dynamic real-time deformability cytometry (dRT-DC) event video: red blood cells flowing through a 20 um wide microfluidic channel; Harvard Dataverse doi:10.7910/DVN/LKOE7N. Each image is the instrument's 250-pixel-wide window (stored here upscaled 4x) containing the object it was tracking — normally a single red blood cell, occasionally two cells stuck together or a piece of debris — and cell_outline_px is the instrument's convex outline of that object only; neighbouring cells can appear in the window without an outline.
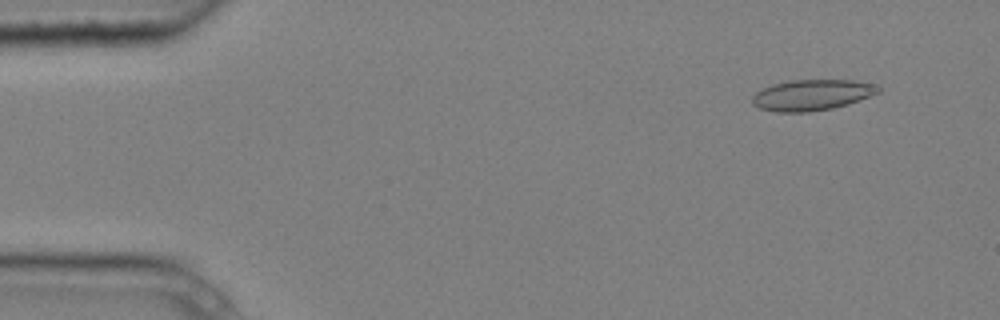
{"species": "common noctule bat (a hibernating species)", "species_latin": "Nyctalus noctula", "temperature_condition": "cold", "stored_images_in_passage": 5, "camera_frame_rate_fps": 3000, "um_per_image_px": 0.085, "animal": {"sex": "male", "body_mass_g": 20.4}, "frame": {"image": 1, "passage_image": 2, "time_ms": 0.333, "image_size_px": [1000, 320], "cell_outline_px": [[880, 92], [848, 104], [832, 108], [808, 112], [776, 112], [760, 108], [752, 104], [752, 96], [756, 92], [772, 84], [788, 80], [852, 80], [880, 84]], "centroid_in_image_um": [69.03, 8.06], "position_along_channel_um": 16.0, "area_um2": 22.77}}
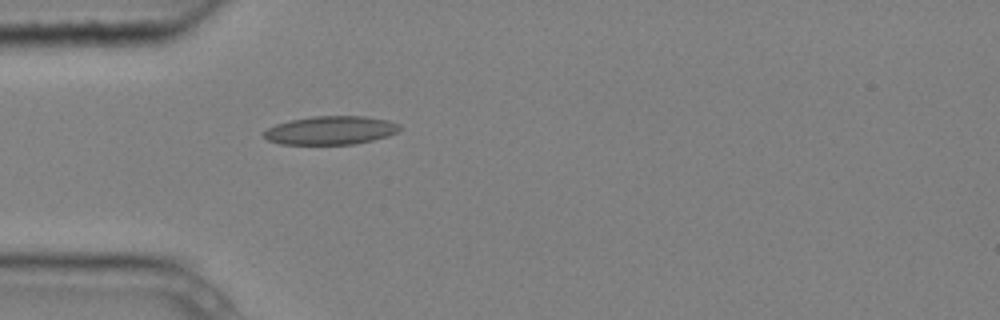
{"frame": {"image": 2, "passage_image": 5, "time_ms": 1.333, "image_size_px": [1000, 320], "cell_outline_px": [[400, 132], [388, 136], [372, 140], [352, 144], [280, 144], [268, 140], [264, 136], [264, 132], [268, 128], [276, 124], [288, 120], [312, 116], [364, 116], [388, 120], [400, 124]], "centroid_in_image_um": [28.13, 11.07], "position_along_channel_um": 56.9, "area_um2": 22.6}}